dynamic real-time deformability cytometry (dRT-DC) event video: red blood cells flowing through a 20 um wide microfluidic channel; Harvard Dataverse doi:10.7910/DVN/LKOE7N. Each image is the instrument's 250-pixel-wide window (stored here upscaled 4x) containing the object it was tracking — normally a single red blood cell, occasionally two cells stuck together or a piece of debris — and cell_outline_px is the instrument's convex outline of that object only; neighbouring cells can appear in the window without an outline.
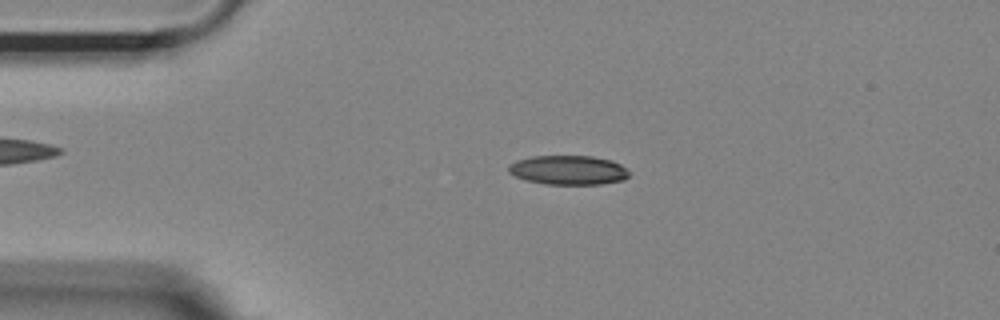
{"species": "Egyptian fruit bat (a non-hibernating species)", "species_latin": "Rousettus aegyptiacus", "temperature_condition": "room temperature", "stored_images_in_passage": 53, "camera_frame_rate_fps": 3000, "um_per_image_px": 0.085, "animal": {"sex": "female"}, "frame": {"image": 1, "passage_image": 11, "time_ms": 3.333, "image_size_px": [1000, 320], "cell_outline_px": [[632, 172], [624, 180], [600, 184], [544, 184], [524, 180], [508, 172], [508, 168], [516, 160], [532, 156], [592, 156], [612, 160], [628, 168]], "centroid_in_image_um": [48.35, 14.46], "position_along_channel_um": 36.6, "area_um2": 20.75}}
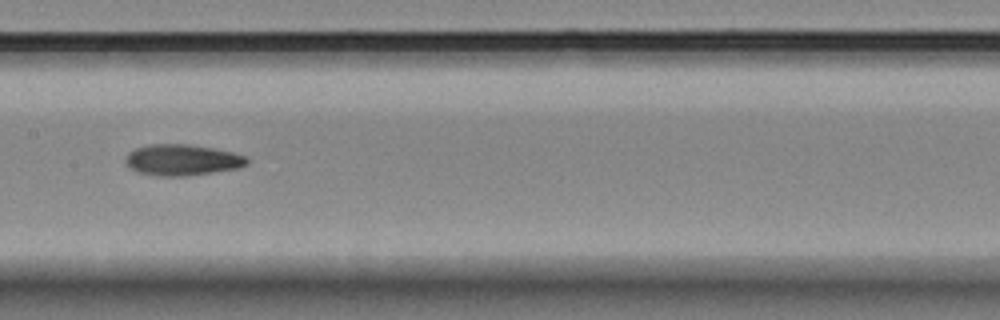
{"frame": {"image": 2, "passage_image": 26, "time_ms": 8.333, "image_size_px": [1000, 320], "cell_outline_px": [[248, 164], [240, 168], [184, 176], [156, 176], [136, 172], [124, 160], [128, 152], [136, 148], [148, 144], [188, 144], [212, 148], [232, 152], [248, 156]], "centroid_in_image_um": [15.49, 13.59], "position_along_channel_um": 191.9, "area_um2": 22.08}}
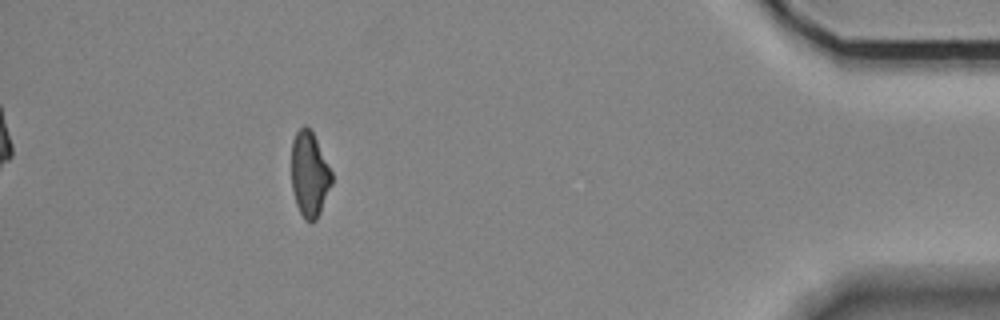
{"frame": {"image": 3, "passage_image": 48, "time_ms": 15.667, "image_size_px": [1000, 320], "cell_outline_px": [[332, 184], [320, 212], [316, 220], [304, 220], [296, 204], [292, 188], [292, 140], [296, 132], [304, 124], [312, 132], [332, 172]], "centroid_in_image_um": [26.3, 14.82], "position_along_channel_um": 408.9, "area_um2": 19.71}, "authors_computed_cell_mechanics": {"area_um2": 21.1548, "velocity_mm_per_s": 3.7057, "shape_relaxation_time_tau1_ms": 6.65, "shape_relaxation_time_tau2_ms": 6.7337, "deformation_change_tau1": 0.1625, "deformation_change_tau2": 0.1481}}